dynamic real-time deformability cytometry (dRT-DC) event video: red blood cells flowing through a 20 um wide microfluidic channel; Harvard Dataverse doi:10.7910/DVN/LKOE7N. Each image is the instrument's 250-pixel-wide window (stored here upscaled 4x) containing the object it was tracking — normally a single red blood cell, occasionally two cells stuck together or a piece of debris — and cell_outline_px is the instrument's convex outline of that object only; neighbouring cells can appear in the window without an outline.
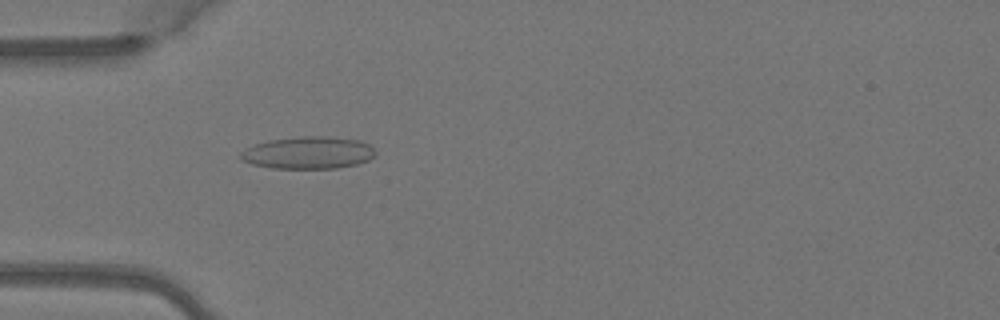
{"species": "Egyptian fruit bat (a non-hibernating species)", "species_latin": "Rousettus aegyptiacus", "temperature_condition": "warm", "stored_images_in_passage": 4, "camera_frame_rate_fps": 3000, "um_per_image_px": 0.085, "animal": {"sex": "female"}, "frame": {"image": 1, "passage_image": 4, "time_ms": 1.0, "image_size_px": [1000, 320], "cell_outline_px": [[376, 152], [368, 160], [356, 164], [336, 168], [272, 168], [252, 164], [240, 160], [240, 152], [256, 144], [268, 140], [300, 136], [324, 136], [360, 140], [368, 144]], "centroid_in_image_um": [26.18, 12.98], "position_along_channel_um": 58.8, "area_um2": 25.2}}